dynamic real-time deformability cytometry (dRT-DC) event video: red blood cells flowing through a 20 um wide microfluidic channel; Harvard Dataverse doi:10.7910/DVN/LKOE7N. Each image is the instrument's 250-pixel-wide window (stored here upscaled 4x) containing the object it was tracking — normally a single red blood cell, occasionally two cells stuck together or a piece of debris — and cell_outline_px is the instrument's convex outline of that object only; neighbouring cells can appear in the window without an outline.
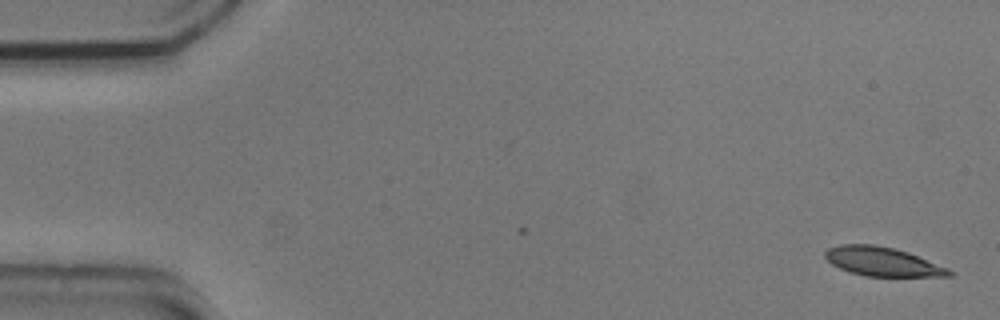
{"species": "common noctule bat (a hibernating species)", "species_latin": "Nyctalus noctula", "temperature_condition": "cold", "stored_images_in_passage": 5, "camera_frame_rate_fps": 3000, "um_per_image_px": 0.085, "animal": {"sex": "male", "body_mass_g": 20.5, "forearm_length_mm": 52.5}, "frame": {"image": 1, "passage_image": 1, "time_ms": 0.0, "image_size_px": [1000, 320], "cell_outline_px": [[952, 276], [864, 276], [840, 268], [832, 264], [824, 256], [824, 252], [828, 248], [840, 244], [876, 244], [908, 252], [948, 268], [952, 272]], "centroid_in_image_um": [74.98, 22.22], "position_along_channel_um": 10.0, "area_um2": 20.75}}
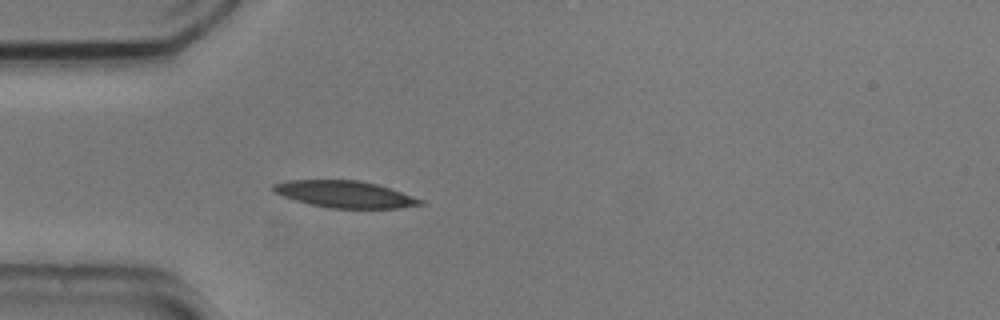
{"frame": {"image": 2, "passage_image": 5, "time_ms": 1.333, "image_size_px": [1000, 320], "cell_outline_px": [[424, 204], [400, 208], [328, 208], [296, 200], [272, 192], [272, 184], [288, 180], [360, 180], [376, 184], [424, 200]], "centroid_in_image_um": [29.29, 16.51], "position_along_channel_um": 55.7, "area_um2": 22.77}}